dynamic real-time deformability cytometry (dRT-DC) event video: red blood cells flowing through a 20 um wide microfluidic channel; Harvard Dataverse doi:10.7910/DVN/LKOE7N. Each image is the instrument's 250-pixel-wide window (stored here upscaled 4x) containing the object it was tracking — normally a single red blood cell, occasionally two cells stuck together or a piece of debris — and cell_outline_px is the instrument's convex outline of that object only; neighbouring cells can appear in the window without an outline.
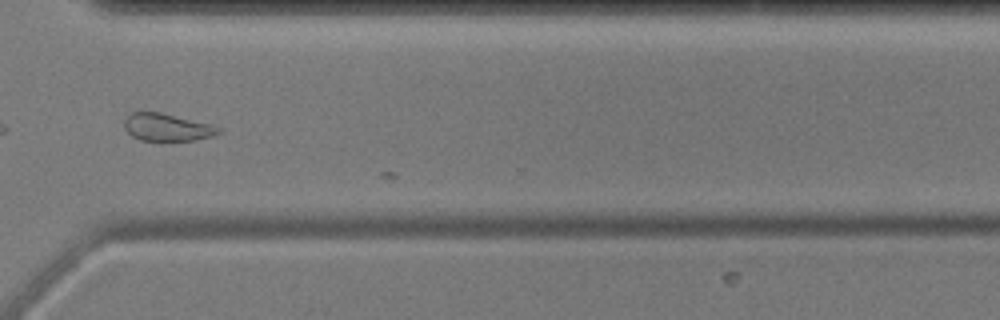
{"species": "common noctule bat (a hibernating species)", "species_latin": "Nyctalus noctula", "temperature_condition": "cold", "stored_images_in_passage": 29, "camera_frame_rate_fps": 3000, "um_per_image_px": 0.085, "animal": {"sex": "male", "body_mass_g": 17.9, "forearm_length_mm": 54.2}, "frame": {"image": 1, "passage_image": 27, "time_ms": 8.667, "image_size_px": [1000, 320], "cell_outline_px": [[224, 132], [212, 136], [196, 140], [164, 144], [160, 144], [140, 140], [132, 136], [124, 128], [124, 120], [132, 112], [160, 112], [212, 124], [220, 128]], "centroid_in_image_um": [14.22, 10.88], "position_along_channel_um": 356.4, "area_um2": 15.95}}